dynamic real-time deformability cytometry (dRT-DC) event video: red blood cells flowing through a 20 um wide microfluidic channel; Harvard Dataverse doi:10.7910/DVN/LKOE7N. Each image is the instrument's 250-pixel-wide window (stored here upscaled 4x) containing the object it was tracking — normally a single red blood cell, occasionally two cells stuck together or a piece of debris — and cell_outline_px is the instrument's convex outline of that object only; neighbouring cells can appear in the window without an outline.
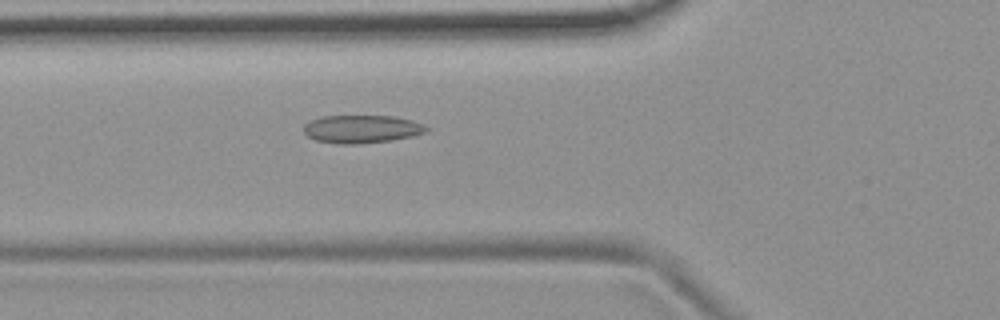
{"species": "common noctule bat (a hibernating species)", "species_latin": "Nyctalus noctula", "temperature_condition": "room temperature", "stored_images_in_passage": 54, "camera_frame_rate_fps": 3000, "um_per_image_px": 0.085, "animal": {"sex": "female", "body_mass_g": 19.9}, "frame": {"image": 1, "passage_image": 20, "time_ms": 6.333, "image_size_px": [1000, 320], "cell_outline_px": [[428, 128], [424, 132], [412, 136], [392, 140], [356, 144], [340, 144], [316, 140], [308, 136], [304, 132], [304, 124], [320, 116], [396, 116], [412, 120], [424, 124]], "centroid_in_image_um": [30.74, 10.96], "position_along_channel_um": 95.1, "area_um2": 19.94}}
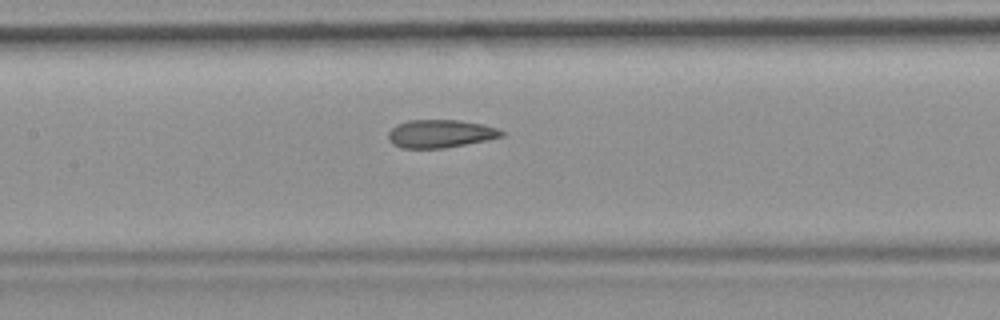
{"frame": {"image": 2, "passage_image": 26, "time_ms": 8.333, "image_size_px": [1000, 320], "cell_outline_px": [[504, 136], [444, 148], [400, 148], [392, 144], [388, 140], [388, 132], [396, 124], [408, 120], [460, 120], [484, 124], [496, 128], [504, 132]], "centroid_in_image_um": [37.38, 11.36], "position_along_channel_um": 170.0, "area_um2": 18.5}}
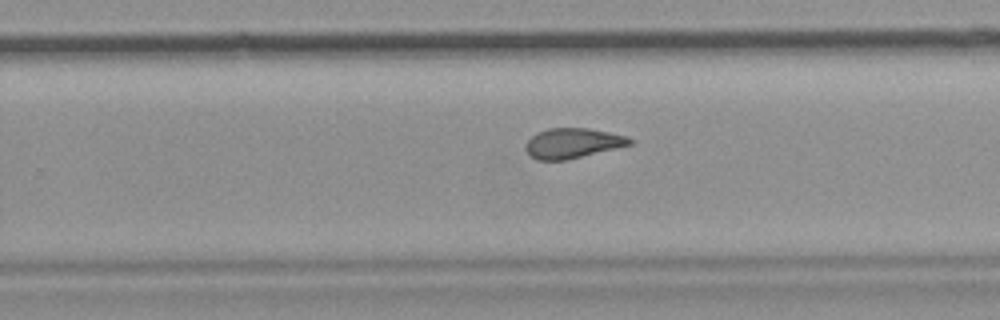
{"frame": {"image": 3, "passage_image": 35, "time_ms": 11.333, "image_size_px": [1000, 320], "cell_outline_px": [[632, 144], [568, 160], [536, 160], [524, 148], [528, 140], [536, 132], [548, 128], [588, 128], [628, 136], [632, 140]], "centroid_in_image_um": [48.66, 12.17], "position_along_channel_um": 281.1, "area_um2": 18.21}, "authors_computed_cell_mechanics": {"area_um2": 19.5942, "velocity_mm_per_s": 3.7325, "shape_relaxation_time_tau1_ms": null, "shape_relaxation_time_tau2_ms": 1.9722, "deformation_change_tau1": null, "deformation_change_tau2": 0.0829}}